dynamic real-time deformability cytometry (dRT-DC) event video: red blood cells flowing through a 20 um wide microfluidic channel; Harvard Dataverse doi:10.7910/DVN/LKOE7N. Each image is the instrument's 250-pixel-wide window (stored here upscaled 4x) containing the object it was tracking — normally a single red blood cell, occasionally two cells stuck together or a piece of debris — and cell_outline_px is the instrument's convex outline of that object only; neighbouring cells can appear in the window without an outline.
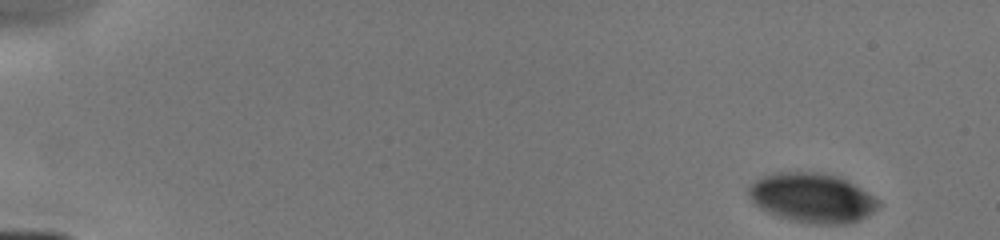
{"species": "human", "species_latin": "Homo sapiens", "temperature_condition": "cold", "stored_images_in_passage": 15, "camera_frame_rate_fps": 3000, "um_per_image_px": 0.085, "donor": {"sex": "male"}, "frame": {"image": 1, "passage_image": 1, "time_ms": 0.0, "image_size_px": [1000, 240], "cell_outline_px": [[880, 204], [868, 216], [860, 220], [848, 224], [816, 224], [788, 220], [768, 212], [760, 208], [752, 200], [748, 192], [748, 188], [756, 180], [764, 176], [776, 172], [816, 172], [836, 176], [860, 188], [880, 200]], "centroid_in_image_um": [69.04, 16.83], "position_along_channel_um": 16.0, "area_um2": 37.11}}
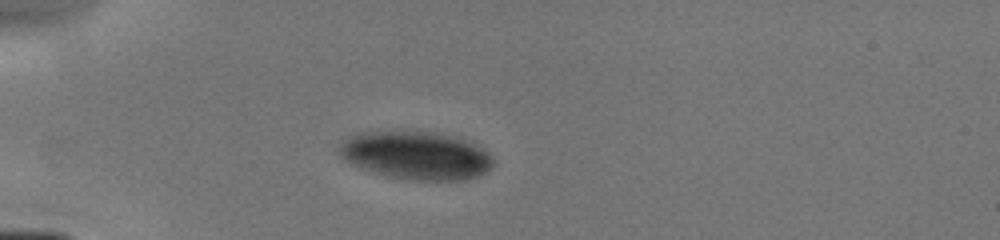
{"frame": {"image": 2, "passage_image": 12, "time_ms": 3.667, "image_size_px": [1000, 240], "cell_outline_px": [[492, 164], [484, 172], [476, 176], [464, 180], [408, 180], [376, 172], [352, 164], [340, 156], [340, 144], [344, 140], [352, 136], [364, 132], [408, 128], [456, 136], [484, 148], [488, 152], [492, 160]], "centroid_in_image_um": [35.37, 13.16], "position_along_channel_um": 49.6, "area_um2": 43.35}}